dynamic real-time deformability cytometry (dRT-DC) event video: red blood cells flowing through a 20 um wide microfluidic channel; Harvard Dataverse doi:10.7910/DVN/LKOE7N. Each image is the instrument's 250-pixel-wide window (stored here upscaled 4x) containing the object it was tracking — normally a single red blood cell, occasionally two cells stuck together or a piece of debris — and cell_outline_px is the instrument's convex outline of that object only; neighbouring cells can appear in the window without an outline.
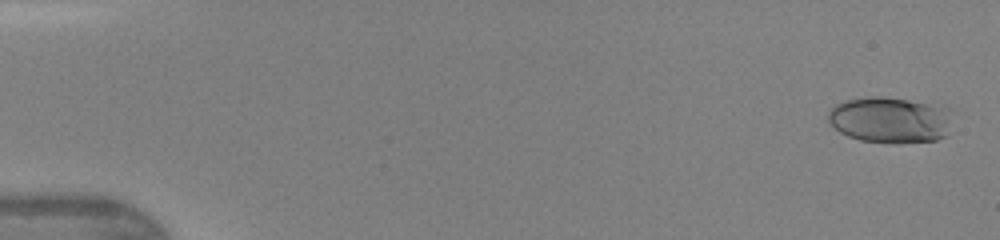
{"species": "human", "species_latin": "Homo sapiens", "temperature_condition": "warm", "stored_images_in_passage": 47, "camera_frame_rate_fps": 3000, "um_per_image_px": 0.085, "donor": {"sex": "female"}, "frame": {"image": 1, "passage_image": 2, "time_ms": 0.333, "image_size_px": [1000, 240], "cell_outline_px": [[956, 112], [948, 136], [936, 140], [896, 144], [860, 140], [848, 136], [840, 132], [828, 120], [828, 112], [836, 104], [844, 100], [872, 96], [880, 96], [908, 100], [948, 108]], "centroid_in_image_um": [75.74, 10.2], "position_along_channel_um": 9.3, "area_um2": 33.99}}
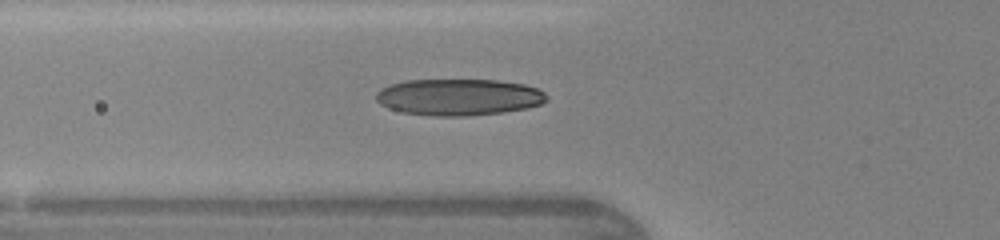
{"frame": {"image": 2, "passage_image": 18, "time_ms": 5.667, "image_size_px": [1000, 240], "cell_outline_px": [[548, 100], [540, 104], [528, 108], [500, 112], [468, 116], [432, 116], [400, 112], [388, 108], [380, 104], [376, 100], [376, 92], [380, 88], [392, 84], [408, 80], [496, 80], [524, 84], [536, 88], [544, 92]], "centroid_in_image_um": [38.97, 8.26], "position_along_channel_um": 86.8, "area_um2": 36.41}}
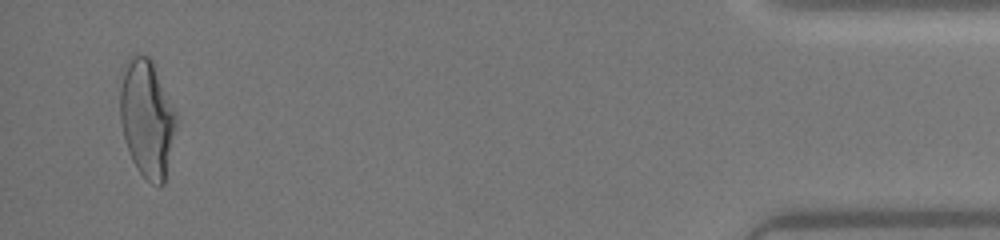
{"frame": {"image": 3, "passage_image": 46, "time_ms": 15.0, "image_size_px": [1000, 240], "cell_outline_px": [[180, 120], [164, 184], [160, 188], [152, 184], [136, 168], [132, 160], [124, 136], [120, 120], [120, 88], [124, 72], [128, 60], [132, 56], [148, 56], [152, 60], [180, 116]], "centroid_in_image_um": [12.57, 10.11], "position_along_channel_um": 422.6, "area_um2": 39.19}, "authors_computed_cell_mechanics": {"area_um2": 34.8534, "velocity_mm_per_s": 4.3523, "shape_relaxation_time_tau1_ms": 4.5036, "shape_relaxation_time_tau2_ms": 0.6971, "deformation_change_tau1": 0.201, "deformation_change_tau2": 0.0667}}